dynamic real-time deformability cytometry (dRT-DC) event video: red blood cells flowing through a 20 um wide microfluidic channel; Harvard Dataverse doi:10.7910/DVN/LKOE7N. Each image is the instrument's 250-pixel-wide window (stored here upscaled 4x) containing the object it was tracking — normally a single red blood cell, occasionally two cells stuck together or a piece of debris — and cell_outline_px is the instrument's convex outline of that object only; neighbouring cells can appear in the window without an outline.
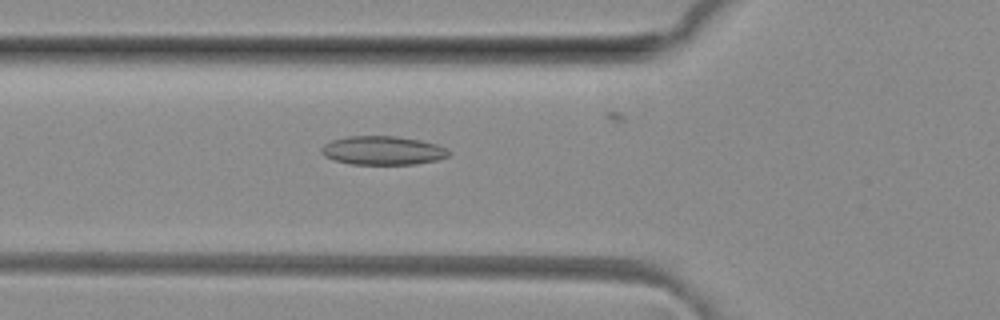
{"species": "common noctule bat (a hibernating species)", "species_latin": "Nyctalus noctula", "temperature_condition": "room temperature", "stored_images_in_passage": 38, "camera_frame_rate_fps": 3000, "um_per_image_px": 0.085, "animal": {"sex": "female", "body_mass_g": 29.2, "forearm_length_mm": 56.3}, "frame": {"image": 1, "passage_image": 16, "time_ms": 5.0, "image_size_px": [1000, 320], "cell_outline_px": [[448, 156], [436, 160], [416, 164], [348, 164], [332, 160], [324, 156], [320, 152], [320, 148], [324, 144], [332, 140], [348, 136], [396, 136], [420, 140], [436, 144], [448, 148]], "centroid_in_image_um": [32.49, 12.79], "position_along_channel_um": 93.3, "area_um2": 21.44}}
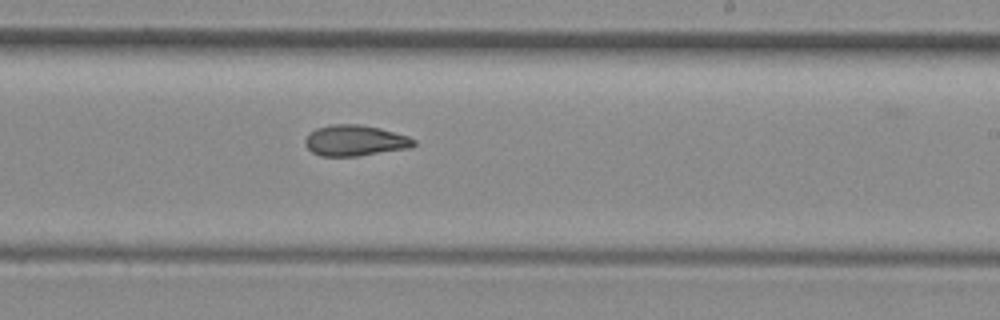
{"frame": {"image": 2, "passage_image": 28, "time_ms": 9.0, "image_size_px": [1000, 320], "cell_outline_px": [[416, 144], [412, 148], [356, 156], [320, 156], [312, 152], [304, 144], [304, 140], [316, 128], [332, 124], [356, 124], [380, 128], [408, 136], [416, 140]], "centroid_in_image_um": [30.2, 11.95], "position_along_channel_um": 258.8, "area_um2": 19.54}}
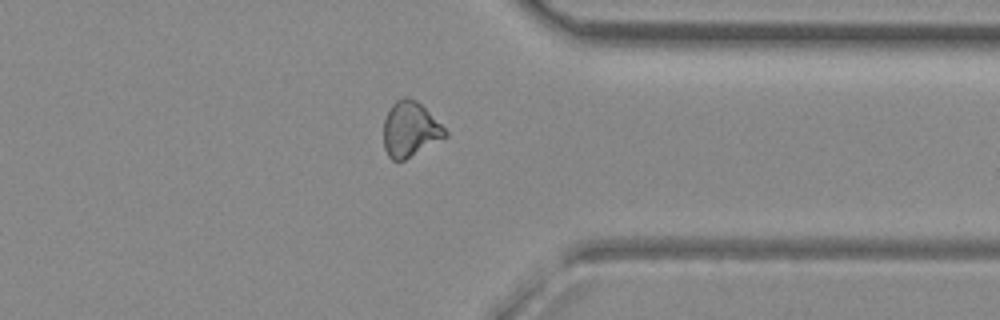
{"frame": {"image": 3, "passage_image": 37, "time_ms": 12.0, "image_size_px": [1000, 320], "cell_outline_px": [[448, 136], [404, 160], [392, 160], [388, 156], [384, 148], [384, 120], [392, 104], [396, 100], [404, 96], [408, 96], [416, 100], [448, 132]], "centroid_in_image_um": [34.84, 10.99], "position_along_channel_um": 376.6, "area_um2": 19.54}}